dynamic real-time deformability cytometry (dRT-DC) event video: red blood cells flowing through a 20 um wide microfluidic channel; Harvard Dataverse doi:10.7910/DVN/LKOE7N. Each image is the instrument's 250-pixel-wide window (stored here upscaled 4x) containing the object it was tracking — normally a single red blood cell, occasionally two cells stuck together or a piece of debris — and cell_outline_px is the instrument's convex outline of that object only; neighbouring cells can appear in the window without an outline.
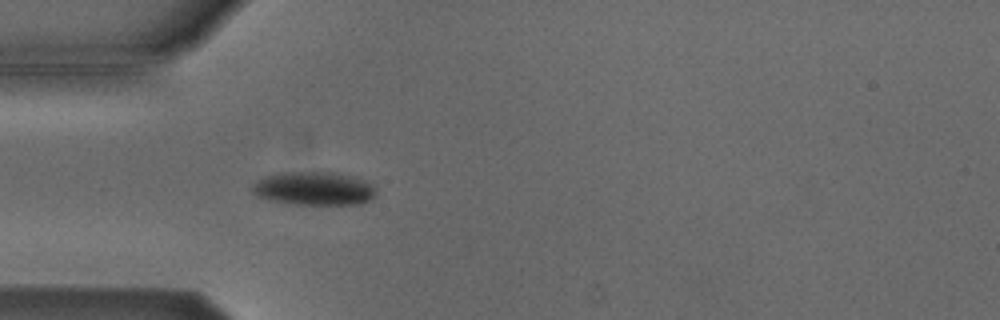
{"species": "Egyptian fruit bat (a non-hibernating species)", "species_latin": "Rousettus aegyptiacus", "temperature_condition": "cold", "stored_images_in_passage": 43, "camera_frame_rate_fps": 3000, "um_per_image_px": 0.085, "animal": {"sex": "male"}, "frame": {"image": 1, "passage_image": 5, "time_ms": 1.333, "image_size_px": [1000, 320], "cell_outline_px": [[376, 196], [372, 200], [360, 204], [292, 204], [268, 200], [256, 196], [252, 192], [252, 188], [260, 180], [268, 176], [284, 172], [332, 172], [352, 176], [368, 184], [376, 192]], "centroid_in_image_um": [26.69, 16.04], "position_along_channel_um": 58.3, "area_um2": 23.76}}
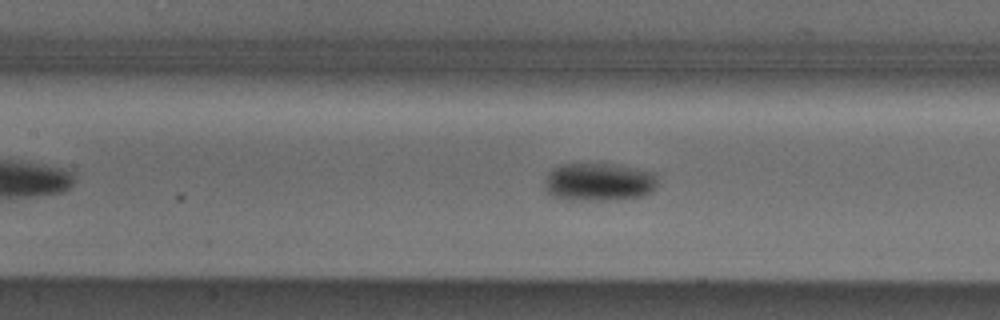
{"frame": {"image": 2, "passage_image": 13, "time_ms": 4.0, "image_size_px": [1000, 320], "cell_outline_px": [[656, 188], [652, 192], [640, 196], [616, 200], [568, 200], [552, 196], [544, 188], [544, 180], [548, 172], [552, 168], [560, 164], [612, 164], [652, 172], [656, 176]], "centroid_in_image_um": [50.85, 15.48], "position_along_channel_um": 156.5, "area_um2": 25.2}}
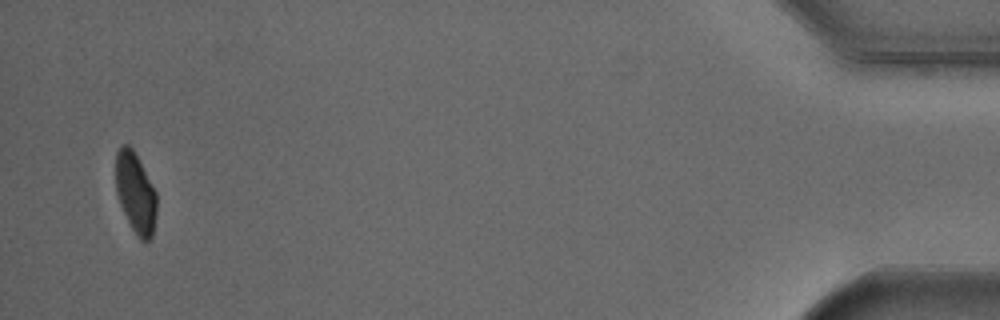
{"frame": {"image": 3, "passage_image": 41, "time_ms": 13.333, "image_size_px": [1000, 320], "cell_outline_px": [[156, 212], [152, 236], [148, 240], [140, 240], [132, 228], [120, 204], [116, 192], [116, 152], [120, 144], [128, 144], [132, 148], [156, 192]], "centroid_in_image_um": [11.5, 16.37], "position_along_channel_um": 423.7, "area_um2": 18.9}, "authors_computed_cell_mechanics": {"area_um2": 22.6576, "velocity_mm_per_s": 3.8123, "shape_relaxation_time_tau1_ms": 2.1863, "shape_relaxation_time_tau2_ms": null, "deformation_change_tau1": 0.079, "deformation_change_tau2": null}}